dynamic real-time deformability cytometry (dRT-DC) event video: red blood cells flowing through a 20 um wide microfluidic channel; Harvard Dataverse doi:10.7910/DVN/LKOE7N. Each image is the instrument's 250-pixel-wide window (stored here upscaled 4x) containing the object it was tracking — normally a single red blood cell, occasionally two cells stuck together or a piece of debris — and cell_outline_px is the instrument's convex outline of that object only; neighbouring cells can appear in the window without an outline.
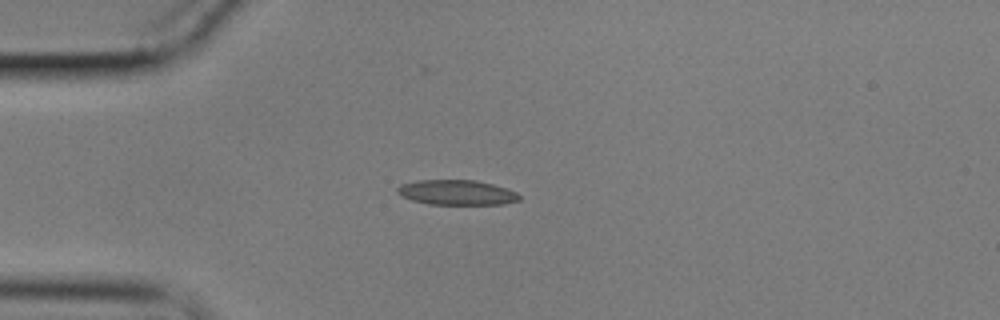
{"species": "common noctule bat (a hibernating species)", "species_latin": "Nyctalus noctula", "temperature_condition": "cold", "stored_images_in_passage": 11, "camera_frame_rate_fps": 3000, "um_per_image_px": 0.085, "animal": {"sex": "male", "body_mass_g": 17.9}, "frame": {"image": 1, "passage_image": 1, "time_ms": 0.0, "image_size_px": [1000, 320], "cell_outline_px": [[520, 200], [504, 204], [428, 204], [412, 200], [396, 192], [396, 188], [400, 184], [420, 180], [476, 180], [508, 188], [516, 192], [520, 196]], "centroid_in_image_um": [38.84, 16.35], "position_along_channel_um": 46.2, "area_um2": 17.74}}
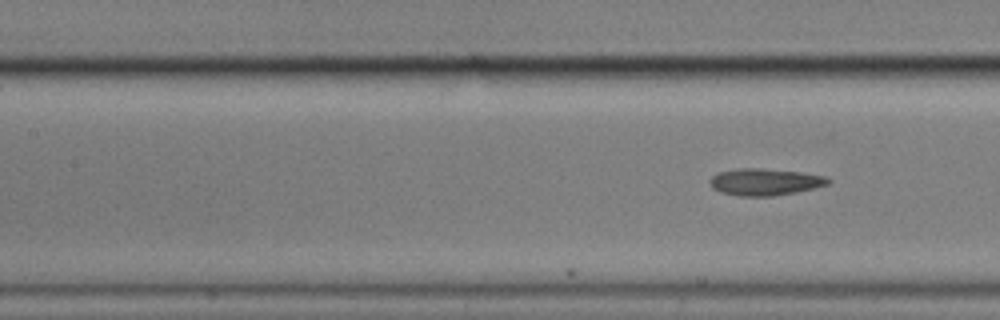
{"frame": {"image": 2, "passage_image": 11, "time_ms": 3.333, "image_size_px": [1000, 320], "cell_outline_px": [[832, 180], [828, 184], [796, 192], [772, 196], [740, 196], [720, 192], [712, 188], [708, 180], [716, 172], [736, 168], [760, 168], [800, 172], [828, 176]], "centroid_in_image_um": [64.98, 15.45], "position_along_channel_um": 142.4, "area_um2": 18.67}}